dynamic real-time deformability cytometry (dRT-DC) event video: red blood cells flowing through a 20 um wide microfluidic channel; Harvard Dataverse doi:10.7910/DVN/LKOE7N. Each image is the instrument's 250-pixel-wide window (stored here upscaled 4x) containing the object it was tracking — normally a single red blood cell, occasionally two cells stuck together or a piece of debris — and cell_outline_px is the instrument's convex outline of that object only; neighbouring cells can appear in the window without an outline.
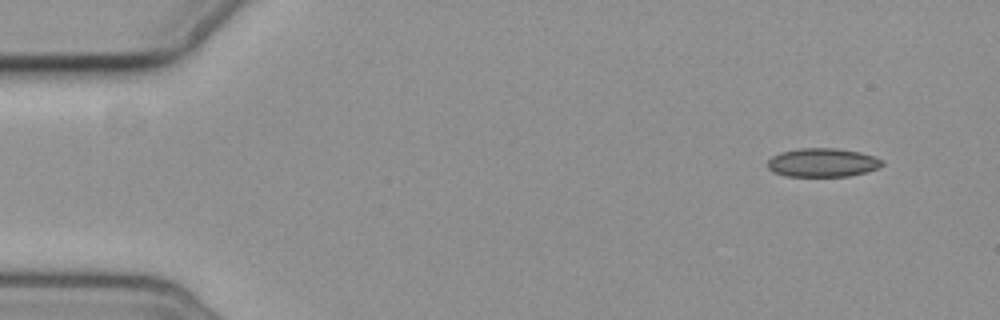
{"species": "common noctule bat (a hibernating species)", "species_latin": "Nyctalus noctula", "temperature_condition": "cold", "stored_images_in_passage": 10, "camera_frame_rate_fps": 3000, "um_per_image_px": 0.085, "animal": {"sex": "female", "body_mass_g": 19.3, "forearm_length_mm": 54.1}, "frame": {"image": 1, "passage_image": 1, "time_ms": 0.0, "image_size_px": [1000, 320], "cell_outline_px": [[884, 164], [880, 168], [848, 176], [784, 176], [772, 172], [768, 168], [768, 160], [772, 156], [780, 152], [800, 148], [836, 148], [860, 152], [884, 160]], "centroid_in_image_um": [69.91, 13.82], "position_along_channel_um": 15.1, "area_um2": 19.25}}
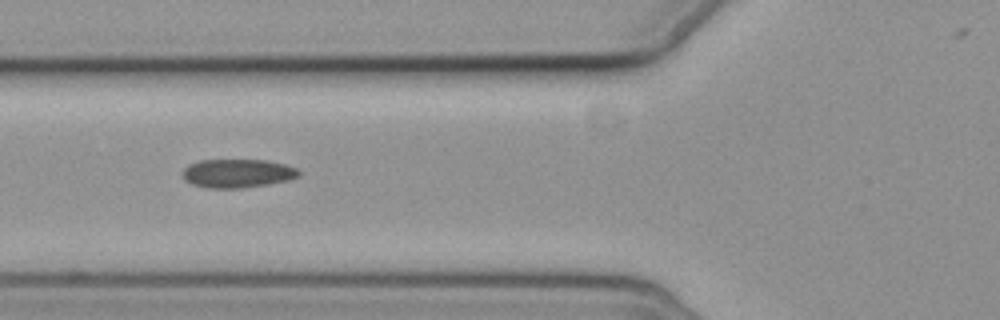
{"frame": {"image": 2, "passage_image": 6, "time_ms": 5.667, "image_size_px": [1000, 320], "cell_outline_px": [[300, 176], [288, 180], [268, 184], [244, 188], [208, 188], [192, 184], [184, 180], [180, 172], [188, 164], [200, 160], [268, 160], [284, 164], [296, 168], [300, 172]], "centroid_in_image_um": [20.15, 14.73], "position_along_channel_um": 105.6, "area_um2": 19.59}}
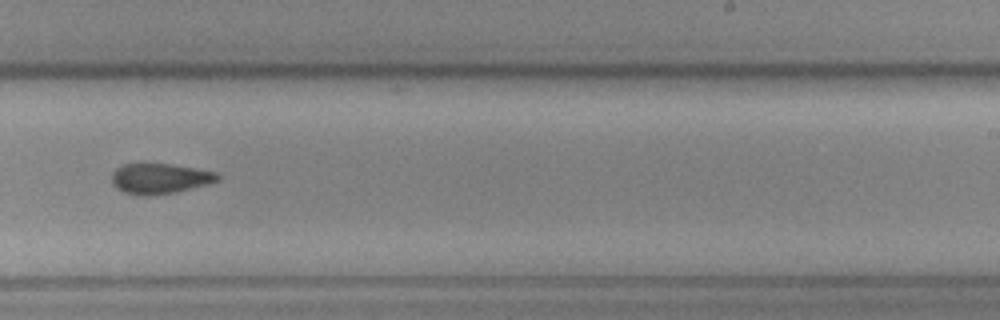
{"frame": {"image": 3, "passage_image": 10, "time_ms": 10.333, "image_size_px": [1000, 320], "cell_outline_px": [[220, 180], [176, 192], [148, 196], [144, 196], [124, 192], [116, 188], [112, 184], [112, 172], [116, 168], [124, 164], [172, 164], [196, 168], [216, 172], [220, 176]], "centroid_in_image_um": [13.57, 15.17], "position_along_channel_um": 275.4, "area_um2": 18.67}}